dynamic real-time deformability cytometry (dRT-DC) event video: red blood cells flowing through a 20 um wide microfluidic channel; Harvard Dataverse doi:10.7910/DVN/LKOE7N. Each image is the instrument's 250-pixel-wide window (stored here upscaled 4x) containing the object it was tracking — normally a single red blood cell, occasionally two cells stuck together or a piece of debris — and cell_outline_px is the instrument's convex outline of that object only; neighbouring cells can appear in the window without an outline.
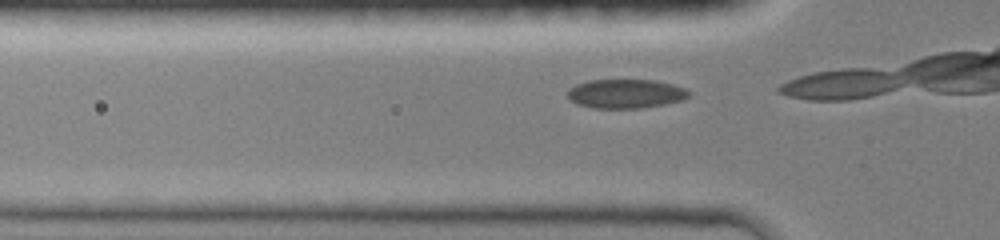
{"species": "common noctule bat (a hibernating species)", "species_latin": "Nyctalus noctula", "temperature_condition": "room temperature", "stored_images_in_passage": 6, "camera_frame_rate_fps": 3000, "um_per_image_px": 0.085, "animal": {"sex": "female", "body_mass_g": 19.0, "forearm_length_mm": 51.5}, "frame": {"image": 1, "passage_image": 4, "time_ms": 1.0, "image_size_px": [1000, 240], "cell_outline_px": [[688, 96], [680, 100], [664, 104], [640, 108], [592, 108], [576, 104], [568, 96], [568, 88], [576, 84], [588, 80], [656, 80], [688, 88]], "centroid_in_image_um": [53.16, 7.96], "position_along_channel_um": 72.6, "area_um2": 20.52}}